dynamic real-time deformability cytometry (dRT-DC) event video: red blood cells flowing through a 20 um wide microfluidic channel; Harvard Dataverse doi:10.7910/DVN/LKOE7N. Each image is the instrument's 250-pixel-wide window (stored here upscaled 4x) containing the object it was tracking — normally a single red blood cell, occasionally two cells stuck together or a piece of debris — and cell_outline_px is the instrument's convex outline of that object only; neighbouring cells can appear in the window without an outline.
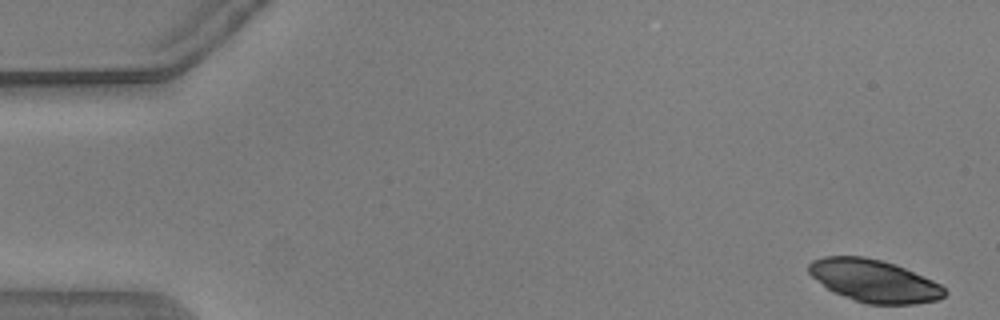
{"species": "common noctule bat (a hibernating species)", "species_latin": "Nyctalus noctula", "temperature_condition": "warm", "stored_images_in_passage": 51, "camera_frame_rate_fps": 3000, "um_per_image_px": 0.085, "animal": {"sex": "male", "body_mass_g": 20.5, "forearm_length_mm": 52.5}, "frame": {"image": 1, "passage_image": 1, "time_ms": 0.0, "image_size_px": [1000, 320], "cell_outline_px": [[948, 292], [944, 296], [936, 300], [916, 304], [868, 304], [832, 292], [812, 276], [808, 272], [808, 264], [812, 260], [824, 256], [864, 256], [896, 264], [932, 280], [940, 284]], "centroid_in_image_um": [74.29, 23.86], "position_along_channel_um": 10.7, "area_um2": 33.52}}